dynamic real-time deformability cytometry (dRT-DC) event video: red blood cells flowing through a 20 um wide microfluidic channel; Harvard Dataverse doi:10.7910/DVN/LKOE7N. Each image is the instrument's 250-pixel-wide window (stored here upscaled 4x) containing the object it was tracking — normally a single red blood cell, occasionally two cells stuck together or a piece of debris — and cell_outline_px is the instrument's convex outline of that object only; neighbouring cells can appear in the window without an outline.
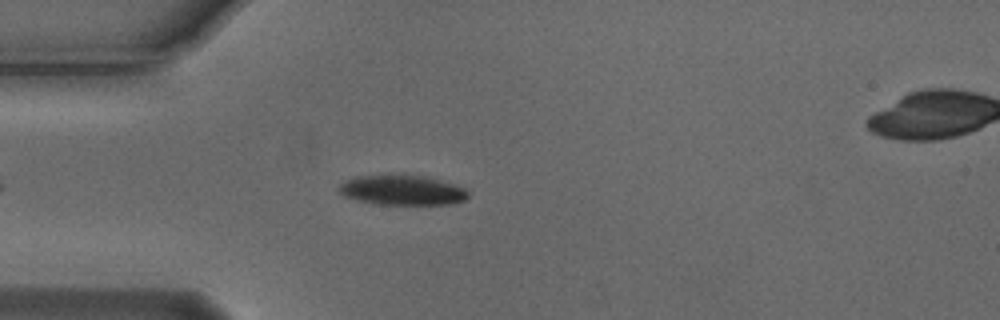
{"species": "Egyptian fruit bat (a non-hibernating species)", "species_latin": "Rousettus aegyptiacus", "temperature_condition": "cold", "stored_images_in_passage": 5, "segment_of_instrument_passage": [1, 2], "camera_frame_rate_fps": 3000, "um_per_image_px": 0.085, "animal": {"sex": "male"}, "frame": {"image": 1, "passage_image": 4, "time_ms": 1.0, "image_size_px": [1000, 320], "cell_outline_px": [[468, 196], [464, 200], [452, 204], [376, 204], [344, 196], [340, 192], [340, 184], [356, 176], [424, 176], [440, 180], [464, 188], [468, 192]], "centroid_in_image_um": [34.22, 16.18], "position_along_channel_um": 50.8, "area_um2": 21.85}}